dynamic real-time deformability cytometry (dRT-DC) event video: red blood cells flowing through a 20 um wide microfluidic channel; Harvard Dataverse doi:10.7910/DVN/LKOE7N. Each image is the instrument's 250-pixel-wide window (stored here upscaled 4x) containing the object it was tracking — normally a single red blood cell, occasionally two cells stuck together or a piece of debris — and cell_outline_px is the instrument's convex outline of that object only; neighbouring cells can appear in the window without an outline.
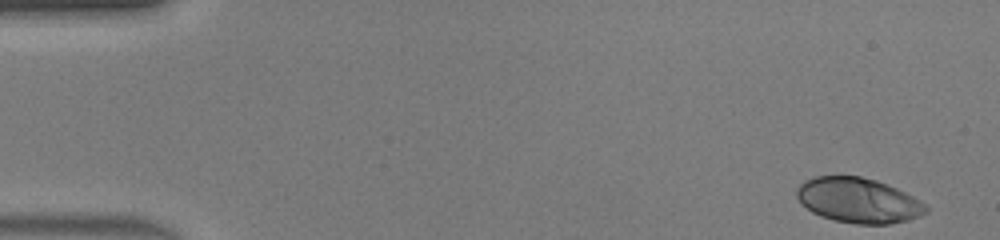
{"species": "human", "species_latin": "Homo sapiens", "temperature_condition": "warm", "stored_images_in_passage": 45, "camera_frame_rate_fps": 3000, "um_per_image_px": 0.085, "donor": {"sex": "male"}, "frame": {"image": 1, "passage_image": 1, "time_ms": 0.0, "image_size_px": [1000, 240], "cell_outline_px": [[928, 212], [920, 216], [908, 220], [888, 224], [856, 224], [836, 220], [820, 216], [812, 212], [800, 204], [796, 196], [796, 188], [804, 180], [816, 176], [860, 176], [876, 180], [896, 188], [920, 200], [928, 208]], "centroid_in_image_um": [72.93, 17.03], "position_along_channel_um": 12.1, "area_um2": 33.99}}
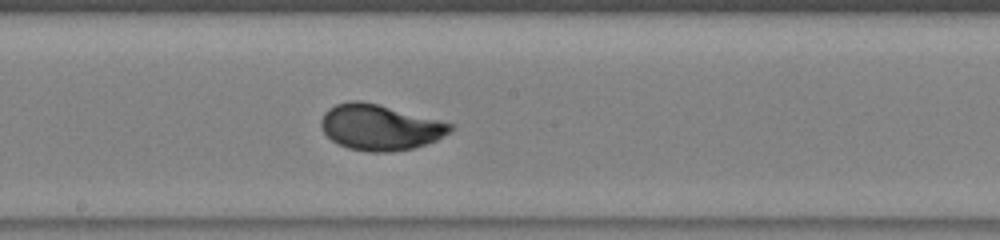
{"frame": {"image": 2, "passage_image": 24, "time_ms": 7.667, "image_size_px": [1000, 240], "cell_outline_px": [[452, 128], [448, 132], [436, 140], [412, 148], [392, 152], [368, 152], [348, 148], [332, 140], [320, 128], [320, 120], [324, 112], [328, 108], [336, 104], [348, 100], [360, 100], [376, 104], [452, 124]], "centroid_in_image_um": [32.21, 10.82], "position_along_channel_um": 216.0, "area_um2": 33.93}}
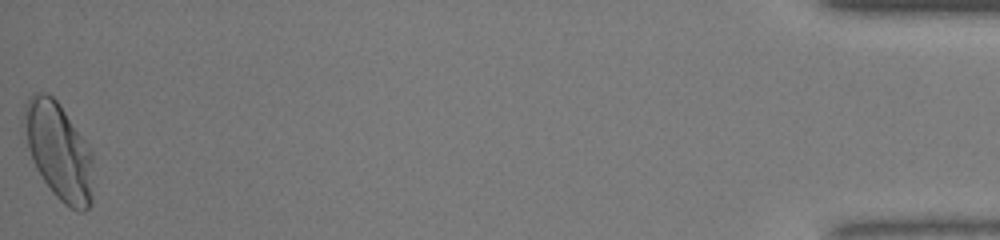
{"frame": {"image": 3, "passage_image": 45, "time_ms": 14.667, "image_size_px": [1000, 240], "cell_outline_px": [[92, 204], [84, 212], [76, 212], [64, 204], [52, 192], [36, 168], [28, 148], [20, 120], [24, 104], [28, 96], [32, 92], [48, 92], [60, 104], [88, 144], [92, 152]], "centroid_in_image_um": [4.96, 12.8], "position_along_channel_um": 430.2, "area_um2": 39.82}, "authors_computed_cell_mechanics": {"area_um2": 33.6974, "velocity_mm_per_s": 4.4487, "shape_relaxation_time_tau1_ms": 2.7321, "shape_relaxation_time_tau2_ms": null, "deformation_change_tau1": 0.1826, "deformation_change_tau2": null}}